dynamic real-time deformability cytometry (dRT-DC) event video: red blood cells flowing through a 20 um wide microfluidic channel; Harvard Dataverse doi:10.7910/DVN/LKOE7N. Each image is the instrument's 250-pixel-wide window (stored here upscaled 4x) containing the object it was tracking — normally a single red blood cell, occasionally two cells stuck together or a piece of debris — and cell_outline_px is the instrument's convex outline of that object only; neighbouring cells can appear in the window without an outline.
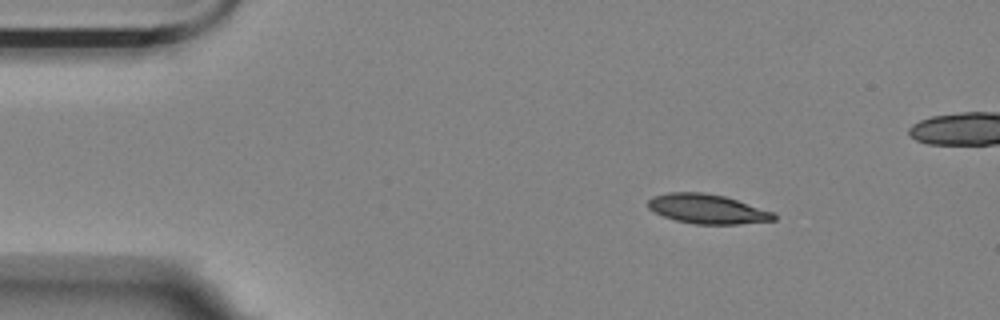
{"species": "Egyptian fruit bat (a non-hibernating species)", "species_latin": "Rousettus aegyptiacus", "temperature_condition": "room temperature", "stored_images_in_passage": 5, "camera_frame_rate_fps": 3000, "um_per_image_px": 0.085, "animal": {"sex": "female"}, "frame": {"image": 1, "passage_image": 2, "time_ms": 0.333, "image_size_px": [1000, 320], "cell_outline_px": [[776, 220], [736, 224], [696, 224], [676, 220], [664, 216], [648, 208], [648, 200], [652, 196], [668, 192], [700, 192], [724, 196], [772, 212], [776, 216]], "centroid_in_image_um": [60.08, 17.76], "position_along_channel_um": 24.9, "area_um2": 21.27}}